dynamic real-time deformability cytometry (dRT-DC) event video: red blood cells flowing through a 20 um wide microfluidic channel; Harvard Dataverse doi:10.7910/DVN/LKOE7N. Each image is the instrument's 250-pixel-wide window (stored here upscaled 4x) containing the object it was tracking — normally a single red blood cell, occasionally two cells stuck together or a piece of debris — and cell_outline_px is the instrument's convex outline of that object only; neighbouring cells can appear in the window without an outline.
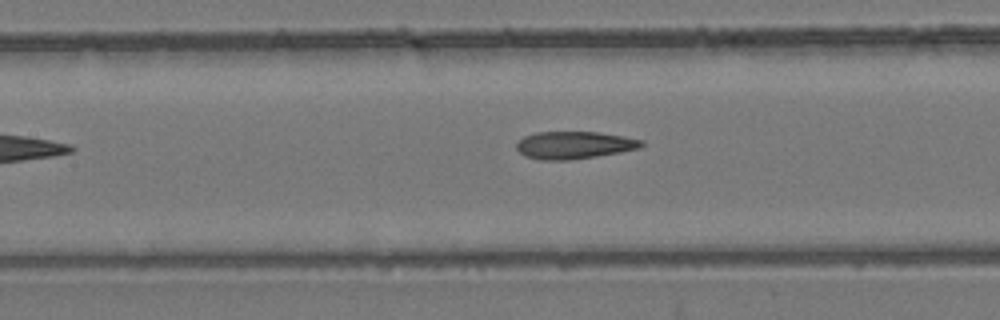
{"species": "common noctule bat (a hibernating species)", "species_latin": "Nyctalus noctula", "temperature_condition": "room temperature", "stored_images_in_passage": 5, "segment_of_instrument_passage": [2, 2], "camera_frame_rate_fps": 3000, "um_per_image_px": 0.085, "animal": {"sex": "female", "body_mass_g": 24.6, "forearm_length_mm": 56.2}, "frame": {"image": 1, "passage_image": 5, "time_ms": 4.667, "image_size_px": [1000, 320], "cell_outline_px": [[644, 144], [640, 148], [620, 152], [596, 156], [568, 160], [540, 160], [524, 156], [516, 148], [516, 144], [524, 136], [536, 132], [596, 132], [624, 136], [644, 140]], "centroid_in_image_um": [48.8, 12.33], "position_along_channel_um": 158.6, "area_um2": 20.0}}